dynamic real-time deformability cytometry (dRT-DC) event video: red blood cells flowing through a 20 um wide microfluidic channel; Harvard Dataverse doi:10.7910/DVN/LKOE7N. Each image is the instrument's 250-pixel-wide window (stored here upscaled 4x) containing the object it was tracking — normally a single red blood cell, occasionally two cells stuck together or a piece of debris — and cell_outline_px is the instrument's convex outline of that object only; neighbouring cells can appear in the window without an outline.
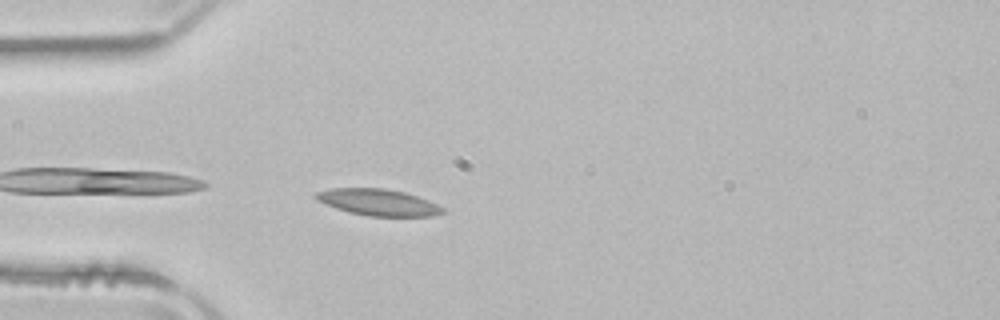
{"species": "common noctule bat (a hibernating species)", "species_latin": "Nyctalus noctula", "temperature_condition": "room temperature", "stored_images_in_passage": 16, "camera_frame_rate_fps": 3000, "um_per_image_px": 0.085, "animal": {"sex": "male", "body_mass_g": 21.5, "forearm_length_mm": 52.0}, "frame": {"image": 1, "passage_image": 1, "time_ms": 0.0, "image_size_px": [1000, 320], "cell_outline_px": [[444, 212], [432, 216], [368, 216], [348, 212], [324, 204], [316, 200], [312, 196], [316, 192], [332, 188], [384, 188], [404, 192], [428, 200], [444, 208]], "centroid_in_image_um": [32.1, 17.19], "position_along_channel_um": 52.9, "area_um2": 19.59}}
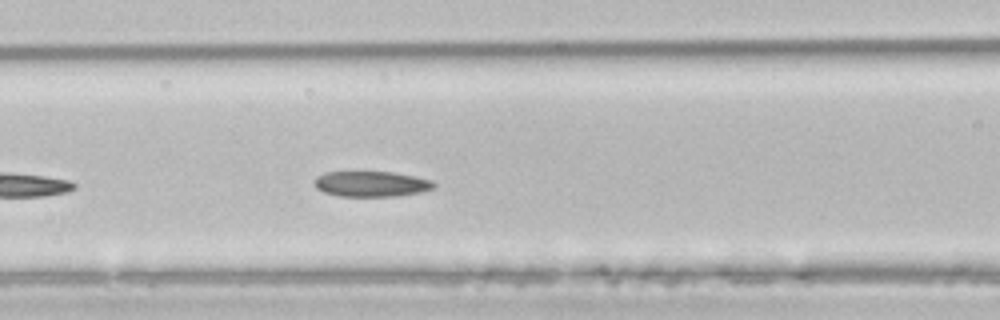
{"frame": {"image": 2, "passage_image": 8, "time_ms": 2.333, "image_size_px": [1000, 320], "cell_outline_px": [[436, 184], [432, 188], [420, 192], [396, 196], [340, 196], [324, 192], [316, 188], [316, 176], [324, 172], [392, 172], [416, 176], [432, 180]], "centroid_in_image_um": [31.57, 15.63], "position_along_channel_um": 135.0, "area_um2": 17.63}}
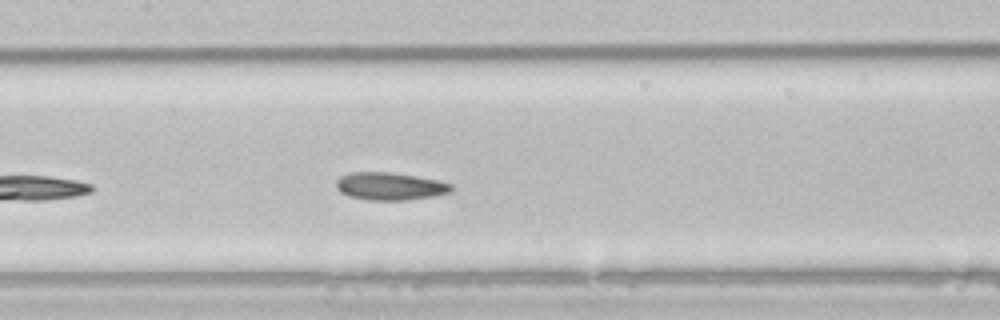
{"frame": {"image": 3, "passage_image": 11, "time_ms": 3.333, "image_size_px": [1000, 320], "cell_outline_px": [[452, 192], [432, 196], [408, 200], [368, 200], [348, 196], [340, 192], [336, 188], [336, 180], [340, 176], [348, 172], [392, 172], [440, 180], [452, 184]], "centroid_in_image_um": [33.13, 15.82], "position_along_channel_um": 174.3, "area_um2": 18.79}}